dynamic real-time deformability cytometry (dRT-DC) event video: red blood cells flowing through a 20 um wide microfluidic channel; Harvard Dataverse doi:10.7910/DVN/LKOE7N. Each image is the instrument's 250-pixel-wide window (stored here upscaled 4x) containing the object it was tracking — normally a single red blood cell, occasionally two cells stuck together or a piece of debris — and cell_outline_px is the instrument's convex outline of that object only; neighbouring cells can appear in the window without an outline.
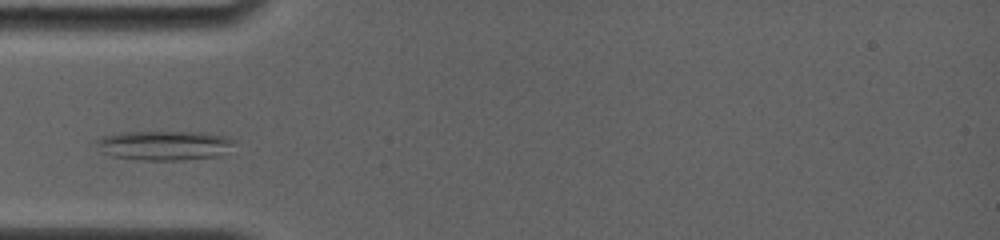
{"species": "common noctule bat (a hibernating species)", "species_latin": "Nyctalus noctula", "temperature_condition": "room temperature", "stored_images_in_passage": 5, "camera_frame_rate_fps": 4000, "um_per_image_px": 0.085, "animal": {"sex": "female", "body_mass_g": 19.0, "forearm_length_mm": 56.7}, "frame": {"image": 1, "passage_image": 2, "time_ms": 0.25, "image_size_px": [1000, 240], "cell_outline_px": [[236, 140], [220, 156], [184, 160], [144, 160], [112, 156], [100, 152], [96, 144], [96, 140], [100, 136], [120, 132], [204, 132], [224, 136]], "centroid_in_image_um": [13.92, 12.35], "position_along_channel_um": 71.1, "area_um2": 23.81}}
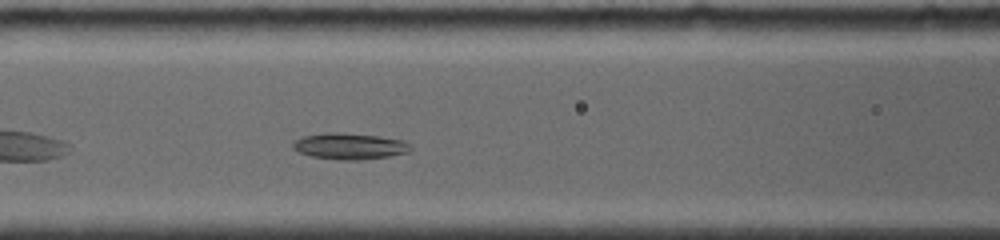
{"frame": {"image": 2, "passage_image": 4, "time_ms": 0.75, "image_size_px": [1000, 240], "cell_outline_px": [[412, 148], [408, 152], [388, 156], [356, 160], [340, 160], [312, 156], [300, 152], [292, 148], [292, 144], [296, 140], [304, 136], [328, 132], [336, 132], [380, 136], [404, 140]], "centroid_in_image_um": [29.72, 12.42], "position_along_channel_um": 136.9, "area_um2": 17.8}}